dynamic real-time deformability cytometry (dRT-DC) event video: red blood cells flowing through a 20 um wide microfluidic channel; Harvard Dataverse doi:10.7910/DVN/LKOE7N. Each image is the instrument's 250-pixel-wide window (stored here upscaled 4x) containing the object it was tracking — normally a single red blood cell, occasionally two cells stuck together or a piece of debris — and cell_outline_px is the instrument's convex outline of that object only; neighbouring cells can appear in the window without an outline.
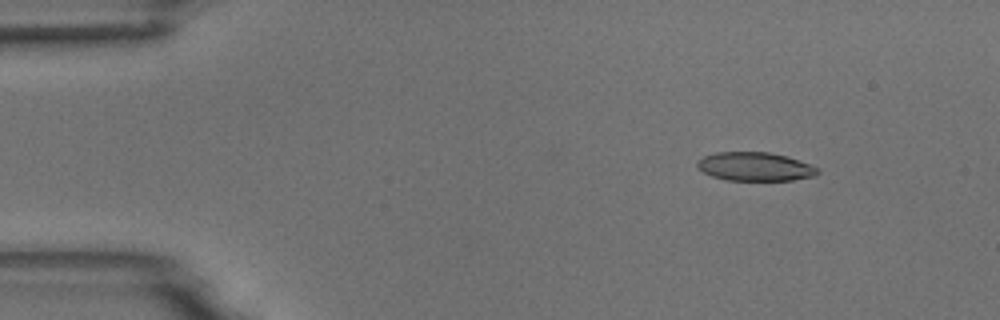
{"species": "common noctule bat (a hibernating species)", "species_latin": "Nyctalus noctula", "temperature_condition": "room temperature", "stored_images_in_passage": 5, "camera_frame_rate_fps": 3000, "um_per_image_px": 0.085, "animal": {"sex": "male", "body_mass_g": 18.8}, "frame": {"image": 1, "passage_image": 2, "time_ms": 0.333, "image_size_px": [1000, 320], "cell_outline_px": [[820, 172], [816, 176], [792, 180], [724, 180], [712, 176], [696, 168], [696, 160], [704, 156], [716, 152], [768, 152], [784, 156], [820, 168]], "centroid_in_image_um": [64.14, 14.17], "position_along_channel_um": 20.9, "area_um2": 20.11}}
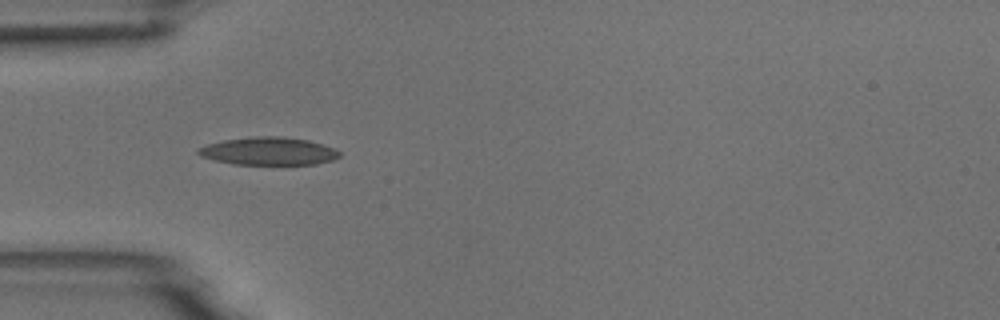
{"frame": {"image": 2, "passage_image": 4, "time_ms": 1.0, "image_size_px": [1000, 320], "cell_outline_px": [[340, 156], [332, 160], [316, 164], [236, 164], [216, 160], [200, 156], [196, 152], [196, 148], [208, 144], [224, 140], [256, 136], [276, 136], [308, 140], [336, 148], [340, 152]], "centroid_in_image_um": [22.84, 12.84], "position_along_channel_um": 62.2, "area_um2": 22.77}}